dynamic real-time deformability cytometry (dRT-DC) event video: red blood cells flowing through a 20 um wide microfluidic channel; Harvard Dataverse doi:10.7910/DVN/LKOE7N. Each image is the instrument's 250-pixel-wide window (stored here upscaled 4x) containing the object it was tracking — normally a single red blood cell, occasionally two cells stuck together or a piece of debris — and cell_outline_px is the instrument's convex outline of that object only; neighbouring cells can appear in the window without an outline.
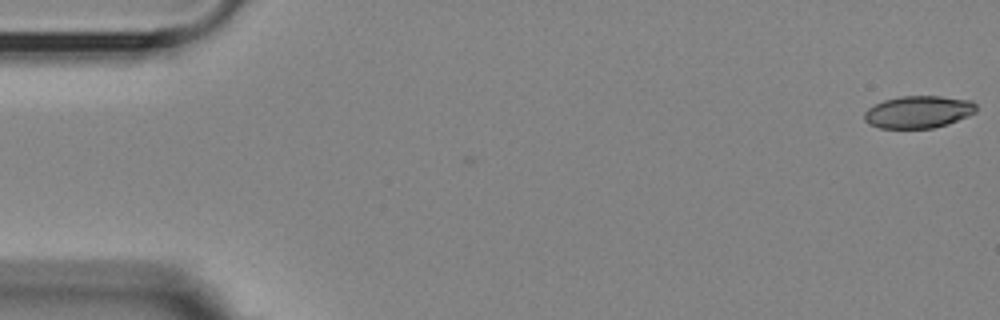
{"species": "Egyptian fruit bat (a non-hibernating species)", "species_latin": "Rousettus aegyptiacus", "temperature_condition": "room temperature", "stored_images_in_passage": 52, "camera_frame_rate_fps": 3000, "um_per_image_px": 0.085, "animal": {"sex": "female"}, "frame": {"image": 1, "passage_image": 1, "time_ms": 0.0, "image_size_px": [1000, 320], "cell_outline_px": [[976, 112], [968, 116], [948, 124], [932, 128], [880, 128], [868, 124], [864, 120], [864, 112], [868, 108], [884, 100], [900, 96], [940, 96], [972, 100], [976, 104]], "centroid_in_image_um": [78.07, 9.51], "position_along_channel_um": 6.9, "area_um2": 21.15}}
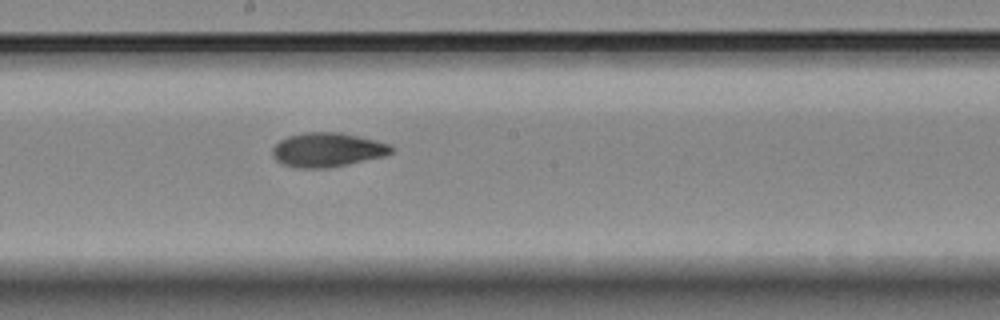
{"frame": {"image": 2, "passage_image": 30, "time_ms": 9.667, "image_size_px": [1000, 320], "cell_outline_px": [[396, 148], [392, 152], [384, 156], [348, 164], [328, 168], [296, 168], [284, 164], [276, 160], [272, 156], [272, 148], [280, 140], [288, 136], [304, 132], [340, 132], [376, 140], [392, 144]], "centroid_in_image_um": [27.85, 12.73], "position_along_channel_um": 220.4, "area_um2": 23.87}}
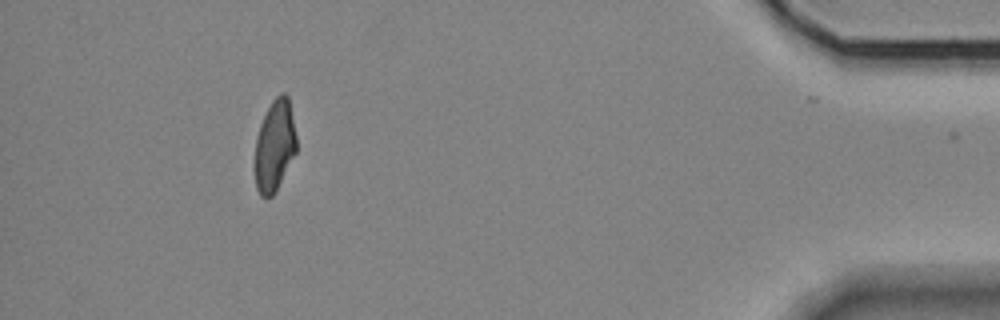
{"frame": {"image": 3, "passage_image": 51, "time_ms": 16.667, "image_size_px": [1000, 320], "cell_outline_px": [[296, 152], [272, 196], [260, 196], [256, 188], [252, 168], [256, 136], [260, 124], [272, 100], [280, 92], [284, 92], [288, 96], [296, 136]], "centroid_in_image_um": [23.29, 12.39], "position_along_channel_um": 411.9, "area_um2": 22.37}, "authors_computed_cell_mechanics": {"area_um2": 22.9466, "velocity_mm_per_s": 3.5949, "shape_relaxation_time_tau1_ms": 5.7855, "shape_relaxation_time_tau2_ms": 2.7195, "deformation_change_tau1": 0.1777, "deformation_change_tau2": 0.0853}}